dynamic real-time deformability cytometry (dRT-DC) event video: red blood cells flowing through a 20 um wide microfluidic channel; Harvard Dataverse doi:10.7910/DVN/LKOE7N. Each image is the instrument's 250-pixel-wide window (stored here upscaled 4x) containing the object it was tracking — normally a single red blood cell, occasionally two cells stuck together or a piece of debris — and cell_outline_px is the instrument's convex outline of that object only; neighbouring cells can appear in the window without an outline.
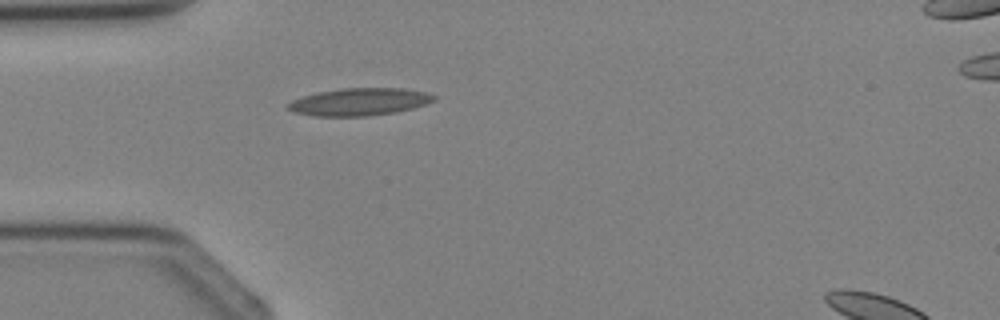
{"species": "Egyptian fruit bat (a non-hibernating species)", "species_latin": "Rousettus aegyptiacus", "temperature_condition": "cold", "stored_images_in_passage": 4, "camera_frame_rate_fps": 3000, "um_per_image_px": 0.085, "animal": {"sex": "female"}, "frame": {"image": 1, "passage_image": 3, "time_ms": 3.0, "image_size_px": [1000, 320], "cell_outline_px": [[436, 100], [412, 108], [396, 112], [368, 116], [316, 116], [296, 112], [284, 108], [292, 100], [304, 96], [320, 92], [340, 88], [404, 88], [424, 92], [436, 96]], "centroid_in_image_um": [30.55, 8.65], "position_along_channel_um": 54.4, "area_um2": 23.18}}